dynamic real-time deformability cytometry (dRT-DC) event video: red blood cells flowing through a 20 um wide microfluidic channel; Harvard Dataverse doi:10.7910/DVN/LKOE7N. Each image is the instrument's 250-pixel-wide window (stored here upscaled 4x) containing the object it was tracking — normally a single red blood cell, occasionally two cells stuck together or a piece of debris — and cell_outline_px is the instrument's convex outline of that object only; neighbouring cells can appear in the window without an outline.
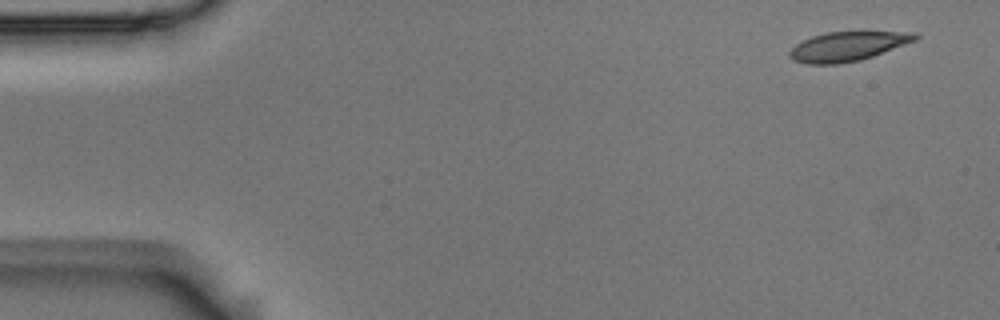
{"species": "Egyptian fruit bat (a non-hibernating species)", "species_latin": "Rousettus aegyptiacus", "temperature_condition": "room temperature", "stored_images_in_passage": 5, "camera_frame_rate_fps": 3000, "um_per_image_px": 0.085, "animal": {"sex": "male"}, "frame": {"image": 1, "passage_image": 1, "time_ms": 0.0, "image_size_px": [1000, 320], "cell_outline_px": [[920, 36], [916, 40], [872, 56], [860, 60], [836, 64], [808, 64], [792, 60], [788, 56], [788, 52], [796, 44], [812, 36], [828, 32], [916, 32]], "centroid_in_image_um": [72.02, 3.94], "position_along_channel_um": 13.0, "area_um2": 21.27}}
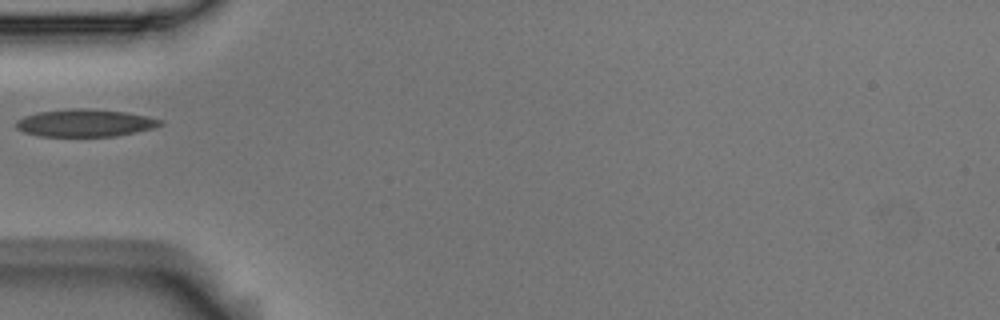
{"frame": {"image": 2, "passage_image": 4, "time_ms": 1.0, "image_size_px": [1000, 320], "cell_outline_px": [[164, 124], [156, 128], [136, 132], [112, 136], [40, 136], [24, 132], [16, 128], [16, 120], [24, 116], [36, 112], [68, 108], [88, 108], [124, 112], [148, 116], [164, 120]], "centroid_in_image_um": [7.25, 10.44], "position_along_channel_um": 77.8, "area_um2": 23.29}}
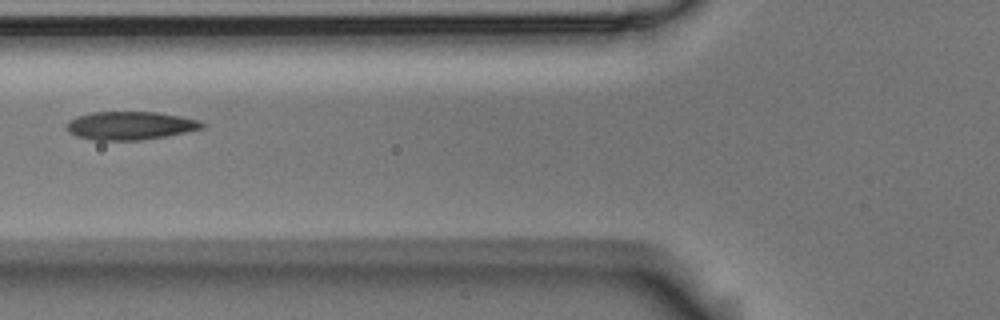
{"frame": {"image": 3, "passage_image": 5, "time_ms": 1.333, "image_size_px": [1000, 320], "cell_outline_px": [[208, 124], [204, 128], [188, 132], [140, 140], [96, 140], [76, 136], [68, 132], [64, 128], [64, 124], [68, 120], [76, 116], [92, 112], [156, 112], [180, 116], [200, 120]], "centroid_in_image_um": [11.05, 10.67], "position_along_channel_um": 114.7, "area_um2": 22.6}}